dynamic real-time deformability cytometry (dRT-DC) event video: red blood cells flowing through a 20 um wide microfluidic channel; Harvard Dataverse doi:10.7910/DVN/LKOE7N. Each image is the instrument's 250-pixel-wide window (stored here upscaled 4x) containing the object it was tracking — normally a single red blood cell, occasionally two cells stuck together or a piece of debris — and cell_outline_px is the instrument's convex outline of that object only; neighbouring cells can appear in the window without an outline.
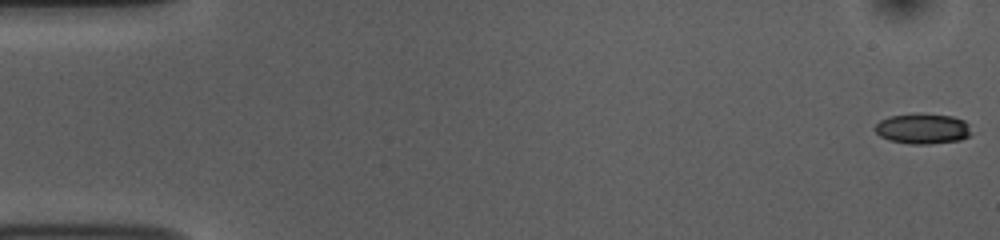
{"species": "common noctule bat (a hibernating species)", "species_latin": "Nyctalus noctula", "temperature_condition": "room temperature", "stored_images_in_passage": 53, "camera_frame_rate_fps": 3000, "um_per_image_px": 0.085, "animal": {"sex": "female", "body_mass_g": 10.0, "forearm_length_mm": 53.1}, "frame": {"image": 1, "passage_image": 1, "time_ms": 0.0, "image_size_px": [1000, 240], "cell_outline_px": [[972, 132], [968, 136], [960, 140], [928, 144], [912, 144], [888, 140], [880, 136], [876, 132], [876, 124], [880, 120], [888, 116], [916, 112], [920, 112], [952, 116], [964, 120], [968, 124]], "centroid_in_image_um": [78.43, 10.91], "position_along_channel_um": 6.6, "area_um2": 17.34}}
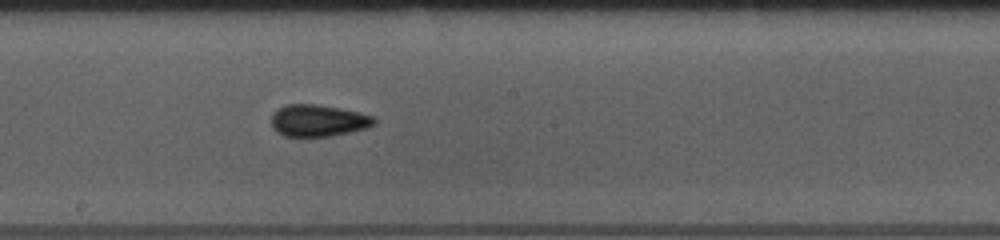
{"frame": {"image": 2, "passage_image": 29, "time_ms": 9.333, "image_size_px": [1000, 240], "cell_outline_px": [[376, 124], [364, 128], [332, 136], [284, 136], [276, 132], [272, 128], [272, 112], [276, 108], [288, 104], [316, 104], [340, 108], [372, 116], [376, 120]], "centroid_in_image_um": [26.98, 10.24], "position_along_channel_um": 221.2, "area_um2": 19.02}}
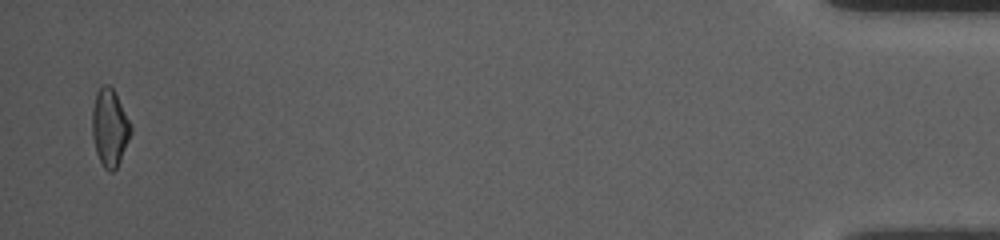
{"frame": {"image": 3, "passage_image": 52, "time_ms": 17.0, "image_size_px": [1000, 240], "cell_outline_px": [[132, 132], [120, 160], [116, 168], [112, 172], [108, 172], [104, 168], [96, 152], [92, 136], [92, 108], [96, 92], [100, 84], [108, 84], [112, 88], [132, 124]], "centroid_in_image_um": [9.32, 10.83], "position_along_channel_um": 425.9, "area_um2": 17.51}, "authors_computed_cell_mechanics": {"area_um2": 17.918, "velocity_mm_per_s": 3.8042, "shape_relaxation_time_tau1_ms": 4.2446, "shape_relaxation_time_tau2_ms": 1.5489, "deformation_change_tau1": 0.1007, "deformation_change_tau2": 0.068}}